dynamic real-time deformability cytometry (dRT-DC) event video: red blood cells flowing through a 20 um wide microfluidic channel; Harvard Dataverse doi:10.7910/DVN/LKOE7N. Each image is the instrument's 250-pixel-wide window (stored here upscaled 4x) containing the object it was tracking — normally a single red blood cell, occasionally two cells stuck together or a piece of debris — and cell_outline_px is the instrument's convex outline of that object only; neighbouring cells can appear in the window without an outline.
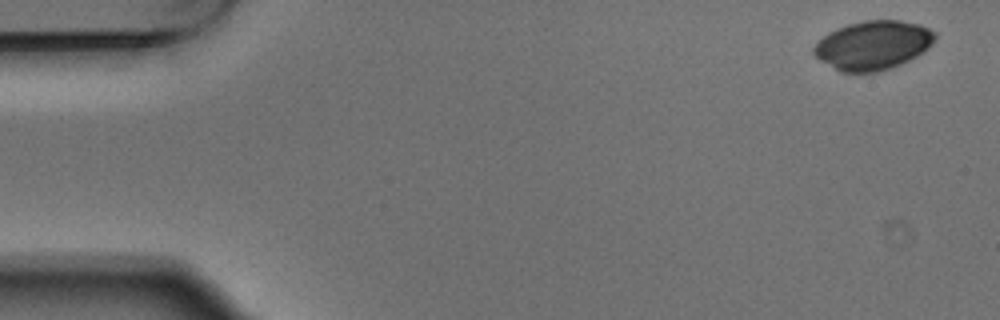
{"species": "Egyptian fruit bat (a non-hibernating species)", "species_latin": "Rousettus aegyptiacus", "temperature_condition": "warm", "stored_images_in_passage": 4, "camera_frame_rate_fps": 3000, "um_per_image_px": 0.085, "animal": {"sex": "male"}, "frame": {"image": 1, "passage_image": 1, "time_ms": 0.0, "image_size_px": [1000, 320], "cell_outline_px": [[936, 40], [924, 52], [900, 64], [876, 72], [840, 72], [820, 60], [812, 52], [812, 48], [828, 32], [836, 28], [848, 24], [864, 20], [900, 20], [920, 24], [936, 32]], "centroid_in_image_um": [74.22, 3.83], "position_along_channel_um": 10.8, "area_um2": 34.56}}